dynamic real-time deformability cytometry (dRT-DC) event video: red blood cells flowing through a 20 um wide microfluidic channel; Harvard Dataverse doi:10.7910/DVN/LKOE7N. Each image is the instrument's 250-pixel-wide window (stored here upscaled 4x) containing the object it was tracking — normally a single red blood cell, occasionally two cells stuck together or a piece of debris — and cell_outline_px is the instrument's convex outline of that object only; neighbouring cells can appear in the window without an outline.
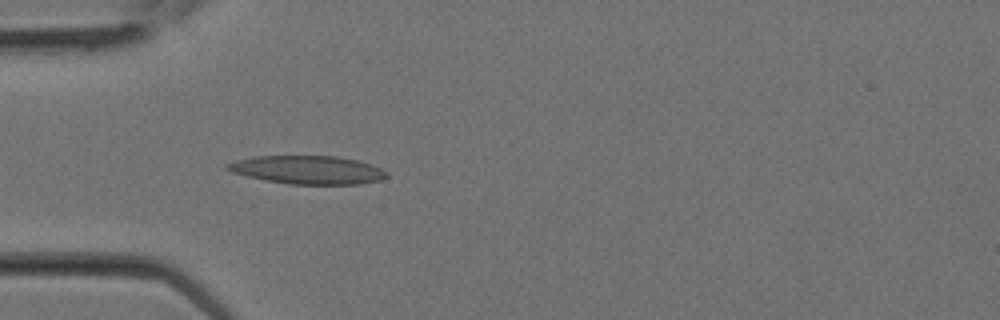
{"species": "Egyptian fruit bat (a non-hibernating species)", "species_latin": "Rousettus aegyptiacus", "temperature_condition": "room temperature", "stored_images_in_passage": 2, "camera_frame_rate_fps": 3000, "um_per_image_px": 0.085, "animal": {"sex": "female"}, "frame": {"image": 1, "passage_image": 2, "time_ms": 0.333, "image_size_px": [1000, 320], "cell_outline_px": [[388, 176], [380, 180], [360, 184], [288, 184], [248, 176], [232, 172], [224, 168], [224, 164], [236, 160], [252, 156], [336, 156], [360, 160], [372, 164], [388, 172]], "centroid_in_image_um": [26.17, 14.43], "position_along_channel_um": 58.8, "area_um2": 26.41}}